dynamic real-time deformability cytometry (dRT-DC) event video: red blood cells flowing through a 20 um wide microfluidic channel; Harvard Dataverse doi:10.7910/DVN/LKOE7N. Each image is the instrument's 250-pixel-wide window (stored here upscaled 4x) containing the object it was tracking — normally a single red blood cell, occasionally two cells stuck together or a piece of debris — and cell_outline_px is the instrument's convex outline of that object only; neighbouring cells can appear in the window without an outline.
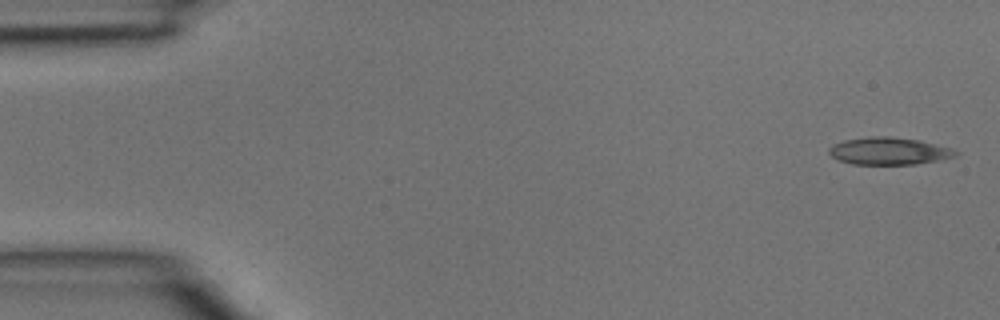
{"species": "common noctule bat (a hibernating species)", "species_latin": "Nyctalus noctula", "temperature_condition": "room temperature", "stored_images_in_passage": 5, "camera_frame_rate_fps": 3000, "um_per_image_px": 0.085, "animal": {"sex": "male", "body_mass_g": 15.6}, "frame": {"image": 1, "passage_image": 1, "time_ms": 0.0, "image_size_px": [1000, 320], "cell_outline_px": [[960, 152], [956, 156], [916, 164], [852, 164], [836, 160], [828, 152], [828, 148], [832, 144], [844, 140], [868, 136], [892, 136], [920, 140], [952, 148]], "centroid_in_image_um": [75.53, 12.83], "position_along_channel_um": 9.5, "area_um2": 20.35}}